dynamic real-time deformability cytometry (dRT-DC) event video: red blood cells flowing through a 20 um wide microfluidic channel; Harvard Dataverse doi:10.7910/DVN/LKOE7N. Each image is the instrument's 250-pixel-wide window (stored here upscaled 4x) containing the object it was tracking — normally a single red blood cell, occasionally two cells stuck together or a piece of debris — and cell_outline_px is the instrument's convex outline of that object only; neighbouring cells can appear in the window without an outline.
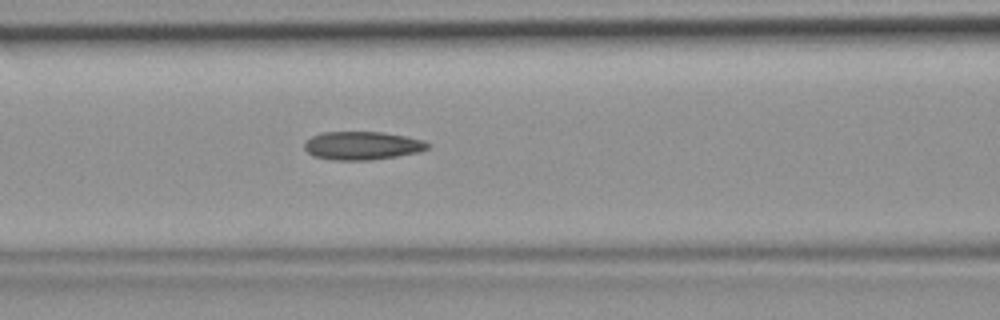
{"species": "common noctule bat (a hibernating species)", "species_latin": "Nyctalus noctula", "temperature_condition": "room temperature", "stored_images_in_passage": 42, "camera_frame_rate_fps": 3000, "um_per_image_px": 0.085, "animal": {"sex": "female", "body_mass_g": 19.9}, "frame": {"image": 1, "passage_image": 18, "time_ms": 5.667, "image_size_px": [1000, 320], "cell_outline_px": [[432, 144], [428, 148], [420, 152], [372, 160], [332, 160], [312, 156], [304, 148], [304, 144], [312, 136], [320, 132], [380, 132], [404, 136], [424, 140]], "centroid_in_image_um": [30.79, 12.38], "position_along_channel_um": 135.8, "area_um2": 20.4}}
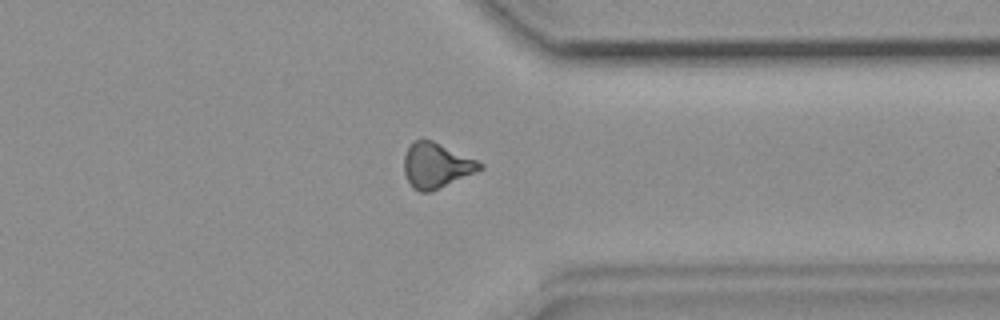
{"frame": {"image": 2, "passage_image": 35, "time_ms": 11.333, "image_size_px": [1000, 320], "cell_outline_px": [[484, 168], [476, 172], [432, 192], [420, 192], [412, 188], [404, 172], [404, 156], [408, 148], [416, 140], [432, 140], [476, 160], [484, 164]], "centroid_in_image_um": [37.09, 14.09], "position_along_channel_um": 374.3, "area_um2": 19.77}}
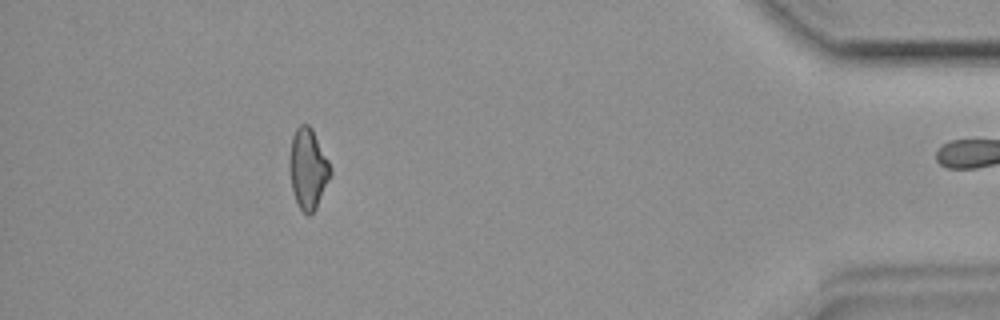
{"frame": {"image": 3, "passage_image": 41, "time_ms": 13.333, "image_size_px": [1000, 320], "cell_outline_px": [[332, 172], [316, 208], [308, 216], [300, 208], [296, 200], [292, 188], [288, 168], [288, 160], [292, 136], [296, 128], [300, 124], [308, 124], [312, 128], [328, 160]], "centroid_in_image_um": [26.16, 14.31], "position_along_channel_um": 409.0, "area_um2": 19.13}}